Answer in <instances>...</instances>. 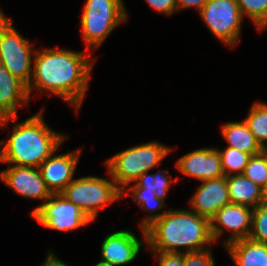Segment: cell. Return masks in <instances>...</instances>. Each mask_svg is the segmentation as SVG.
<instances>
[{"label": "cell", "mask_w": 267, "mask_h": 266, "mask_svg": "<svg viewBox=\"0 0 267 266\" xmlns=\"http://www.w3.org/2000/svg\"><path fill=\"white\" fill-rule=\"evenodd\" d=\"M32 76L27 87L62 97L79 110L88 88L93 60L89 54L59 48L35 50ZM33 82V83H32Z\"/></svg>", "instance_id": "6da1fadb"}, {"label": "cell", "mask_w": 267, "mask_h": 266, "mask_svg": "<svg viewBox=\"0 0 267 266\" xmlns=\"http://www.w3.org/2000/svg\"><path fill=\"white\" fill-rule=\"evenodd\" d=\"M146 244L153 252L183 253L209 249L215 243L210 219L186 209L168 210L146 229Z\"/></svg>", "instance_id": "7a4b0ae2"}, {"label": "cell", "mask_w": 267, "mask_h": 266, "mask_svg": "<svg viewBox=\"0 0 267 266\" xmlns=\"http://www.w3.org/2000/svg\"><path fill=\"white\" fill-rule=\"evenodd\" d=\"M44 110L13 127L8 140L0 141V162L39 168L67 138L56 133L44 122ZM5 143V144H4Z\"/></svg>", "instance_id": "3957f363"}, {"label": "cell", "mask_w": 267, "mask_h": 266, "mask_svg": "<svg viewBox=\"0 0 267 266\" xmlns=\"http://www.w3.org/2000/svg\"><path fill=\"white\" fill-rule=\"evenodd\" d=\"M169 148L159 142H148L121 151L108 159L105 164L108 173L122 192L125 186L135 182L138 177L158 166L170 152Z\"/></svg>", "instance_id": "277c9868"}, {"label": "cell", "mask_w": 267, "mask_h": 266, "mask_svg": "<svg viewBox=\"0 0 267 266\" xmlns=\"http://www.w3.org/2000/svg\"><path fill=\"white\" fill-rule=\"evenodd\" d=\"M128 18L123 0H87L81 17V33L87 48L99 47Z\"/></svg>", "instance_id": "5b68a950"}, {"label": "cell", "mask_w": 267, "mask_h": 266, "mask_svg": "<svg viewBox=\"0 0 267 266\" xmlns=\"http://www.w3.org/2000/svg\"><path fill=\"white\" fill-rule=\"evenodd\" d=\"M61 194L78 206L91 221L97 217L99 210L122 197L114 180L97 176L73 179Z\"/></svg>", "instance_id": "8992f818"}, {"label": "cell", "mask_w": 267, "mask_h": 266, "mask_svg": "<svg viewBox=\"0 0 267 266\" xmlns=\"http://www.w3.org/2000/svg\"><path fill=\"white\" fill-rule=\"evenodd\" d=\"M11 18L5 16L0 20V62L26 87L32 76L31 43L23 38L12 25Z\"/></svg>", "instance_id": "52a82bcc"}, {"label": "cell", "mask_w": 267, "mask_h": 266, "mask_svg": "<svg viewBox=\"0 0 267 266\" xmlns=\"http://www.w3.org/2000/svg\"><path fill=\"white\" fill-rule=\"evenodd\" d=\"M199 14L210 32L225 45L238 44L243 16L236 0H209Z\"/></svg>", "instance_id": "ba28073f"}, {"label": "cell", "mask_w": 267, "mask_h": 266, "mask_svg": "<svg viewBox=\"0 0 267 266\" xmlns=\"http://www.w3.org/2000/svg\"><path fill=\"white\" fill-rule=\"evenodd\" d=\"M30 216L44 227L57 231H72L91 222V219L62 194H52L36 207Z\"/></svg>", "instance_id": "9c48e42d"}, {"label": "cell", "mask_w": 267, "mask_h": 266, "mask_svg": "<svg viewBox=\"0 0 267 266\" xmlns=\"http://www.w3.org/2000/svg\"><path fill=\"white\" fill-rule=\"evenodd\" d=\"M252 211L253 208L249 206L234 203L222 207L210 219L214 242L221 237L224 229L232 232V235L223 241L224 246L236 240L248 238L251 232Z\"/></svg>", "instance_id": "30bf717a"}, {"label": "cell", "mask_w": 267, "mask_h": 266, "mask_svg": "<svg viewBox=\"0 0 267 266\" xmlns=\"http://www.w3.org/2000/svg\"><path fill=\"white\" fill-rule=\"evenodd\" d=\"M0 179L18 195L27 199L46 201L52 195L39 168L11 165L0 172Z\"/></svg>", "instance_id": "8fae6325"}, {"label": "cell", "mask_w": 267, "mask_h": 266, "mask_svg": "<svg viewBox=\"0 0 267 266\" xmlns=\"http://www.w3.org/2000/svg\"><path fill=\"white\" fill-rule=\"evenodd\" d=\"M176 167L182 174L199 181L225 176L219 150L212 147L200 148L183 155Z\"/></svg>", "instance_id": "7c38bea8"}, {"label": "cell", "mask_w": 267, "mask_h": 266, "mask_svg": "<svg viewBox=\"0 0 267 266\" xmlns=\"http://www.w3.org/2000/svg\"><path fill=\"white\" fill-rule=\"evenodd\" d=\"M82 149L51 155L39 167L46 187L51 194H61L73 180Z\"/></svg>", "instance_id": "4fadbf2b"}, {"label": "cell", "mask_w": 267, "mask_h": 266, "mask_svg": "<svg viewBox=\"0 0 267 266\" xmlns=\"http://www.w3.org/2000/svg\"><path fill=\"white\" fill-rule=\"evenodd\" d=\"M201 182L190 200L191 211L211 219L222 207L231 203L226 176Z\"/></svg>", "instance_id": "5bb4252c"}, {"label": "cell", "mask_w": 267, "mask_h": 266, "mask_svg": "<svg viewBox=\"0 0 267 266\" xmlns=\"http://www.w3.org/2000/svg\"><path fill=\"white\" fill-rule=\"evenodd\" d=\"M143 242L127 229L108 234L101 244L102 259L108 266H120L135 260Z\"/></svg>", "instance_id": "9a60e30c"}, {"label": "cell", "mask_w": 267, "mask_h": 266, "mask_svg": "<svg viewBox=\"0 0 267 266\" xmlns=\"http://www.w3.org/2000/svg\"><path fill=\"white\" fill-rule=\"evenodd\" d=\"M27 87L0 62V126L17 120L19 105H28Z\"/></svg>", "instance_id": "2e32d148"}, {"label": "cell", "mask_w": 267, "mask_h": 266, "mask_svg": "<svg viewBox=\"0 0 267 266\" xmlns=\"http://www.w3.org/2000/svg\"><path fill=\"white\" fill-rule=\"evenodd\" d=\"M225 247L236 266H266L267 244L246 238L231 242Z\"/></svg>", "instance_id": "e0dca14e"}, {"label": "cell", "mask_w": 267, "mask_h": 266, "mask_svg": "<svg viewBox=\"0 0 267 266\" xmlns=\"http://www.w3.org/2000/svg\"><path fill=\"white\" fill-rule=\"evenodd\" d=\"M230 201L256 208L262 204V188L243 174L226 176Z\"/></svg>", "instance_id": "ac0fdd59"}, {"label": "cell", "mask_w": 267, "mask_h": 266, "mask_svg": "<svg viewBox=\"0 0 267 266\" xmlns=\"http://www.w3.org/2000/svg\"><path fill=\"white\" fill-rule=\"evenodd\" d=\"M221 131L226 142L229 144L228 147L236 148L251 156L263 151L245 121L223 124Z\"/></svg>", "instance_id": "d6986e66"}, {"label": "cell", "mask_w": 267, "mask_h": 266, "mask_svg": "<svg viewBox=\"0 0 267 266\" xmlns=\"http://www.w3.org/2000/svg\"><path fill=\"white\" fill-rule=\"evenodd\" d=\"M125 193L128 194L129 191L133 193L131 196L135 202L145 211L155 212L151 215H148L143 221L140 223V230H142L144 241L146 242V231L145 229L153 223L155 220L161 218L167 211L157 213L159 209L164 207L165 201L158 198L154 191H145L144 187L140 186H131L129 189L125 188L122 190L121 195Z\"/></svg>", "instance_id": "ffe728a7"}, {"label": "cell", "mask_w": 267, "mask_h": 266, "mask_svg": "<svg viewBox=\"0 0 267 266\" xmlns=\"http://www.w3.org/2000/svg\"><path fill=\"white\" fill-rule=\"evenodd\" d=\"M263 150H267V104L255 102L244 119Z\"/></svg>", "instance_id": "44dd1931"}, {"label": "cell", "mask_w": 267, "mask_h": 266, "mask_svg": "<svg viewBox=\"0 0 267 266\" xmlns=\"http://www.w3.org/2000/svg\"><path fill=\"white\" fill-rule=\"evenodd\" d=\"M170 176V173L166 171H160L154 174H149V171H147L138 177L133 186L144 187L145 191H154L158 198L164 200L169 187L173 183Z\"/></svg>", "instance_id": "7402d4cb"}, {"label": "cell", "mask_w": 267, "mask_h": 266, "mask_svg": "<svg viewBox=\"0 0 267 266\" xmlns=\"http://www.w3.org/2000/svg\"><path fill=\"white\" fill-rule=\"evenodd\" d=\"M221 156L222 169L225 176L243 174L248 160L251 157L250 154L244 153L236 148L228 147L221 151L219 150Z\"/></svg>", "instance_id": "603a6c76"}, {"label": "cell", "mask_w": 267, "mask_h": 266, "mask_svg": "<svg viewBox=\"0 0 267 266\" xmlns=\"http://www.w3.org/2000/svg\"><path fill=\"white\" fill-rule=\"evenodd\" d=\"M242 16L253 21L258 30L267 27V0H236Z\"/></svg>", "instance_id": "cb8c5ba5"}, {"label": "cell", "mask_w": 267, "mask_h": 266, "mask_svg": "<svg viewBox=\"0 0 267 266\" xmlns=\"http://www.w3.org/2000/svg\"><path fill=\"white\" fill-rule=\"evenodd\" d=\"M243 175L263 188L267 181V150L249 158Z\"/></svg>", "instance_id": "d4e9b609"}, {"label": "cell", "mask_w": 267, "mask_h": 266, "mask_svg": "<svg viewBox=\"0 0 267 266\" xmlns=\"http://www.w3.org/2000/svg\"><path fill=\"white\" fill-rule=\"evenodd\" d=\"M249 239L267 244V204H260L252 211Z\"/></svg>", "instance_id": "484cf974"}, {"label": "cell", "mask_w": 267, "mask_h": 266, "mask_svg": "<svg viewBox=\"0 0 267 266\" xmlns=\"http://www.w3.org/2000/svg\"><path fill=\"white\" fill-rule=\"evenodd\" d=\"M184 266H215L210 249L184 253Z\"/></svg>", "instance_id": "4316f807"}, {"label": "cell", "mask_w": 267, "mask_h": 266, "mask_svg": "<svg viewBox=\"0 0 267 266\" xmlns=\"http://www.w3.org/2000/svg\"><path fill=\"white\" fill-rule=\"evenodd\" d=\"M159 266H184V253L154 252Z\"/></svg>", "instance_id": "83f0119b"}, {"label": "cell", "mask_w": 267, "mask_h": 266, "mask_svg": "<svg viewBox=\"0 0 267 266\" xmlns=\"http://www.w3.org/2000/svg\"><path fill=\"white\" fill-rule=\"evenodd\" d=\"M147 4L153 10L164 13V15H172L174 11H178L176 0H146Z\"/></svg>", "instance_id": "f1b7e54d"}, {"label": "cell", "mask_w": 267, "mask_h": 266, "mask_svg": "<svg viewBox=\"0 0 267 266\" xmlns=\"http://www.w3.org/2000/svg\"><path fill=\"white\" fill-rule=\"evenodd\" d=\"M207 1L209 0H176L178 10L196 6L199 12Z\"/></svg>", "instance_id": "f546056e"}, {"label": "cell", "mask_w": 267, "mask_h": 266, "mask_svg": "<svg viewBox=\"0 0 267 266\" xmlns=\"http://www.w3.org/2000/svg\"><path fill=\"white\" fill-rule=\"evenodd\" d=\"M40 266H68V265L59 258H57V256L53 254L51 251H49L45 261Z\"/></svg>", "instance_id": "4dcf8cb0"}, {"label": "cell", "mask_w": 267, "mask_h": 266, "mask_svg": "<svg viewBox=\"0 0 267 266\" xmlns=\"http://www.w3.org/2000/svg\"><path fill=\"white\" fill-rule=\"evenodd\" d=\"M262 203L267 204V181L265 186L262 188Z\"/></svg>", "instance_id": "1f68e13d"}, {"label": "cell", "mask_w": 267, "mask_h": 266, "mask_svg": "<svg viewBox=\"0 0 267 266\" xmlns=\"http://www.w3.org/2000/svg\"><path fill=\"white\" fill-rule=\"evenodd\" d=\"M93 266H108V265L103 263V262H98L97 264H95Z\"/></svg>", "instance_id": "d6a6232c"}, {"label": "cell", "mask_w": 267, "mask_h": 266, "mask_svg": "<svg viewBox=\"0 0 267 266\" xmlns=\"http://www.w3.org/2000/svg\"><path fill=\"white\" fill-rule=\"evenodd\" d=\"M5 16L4 12L0 10V20Z\"/></svg>", "instance_id": "836d02e7"}]
</instances>
